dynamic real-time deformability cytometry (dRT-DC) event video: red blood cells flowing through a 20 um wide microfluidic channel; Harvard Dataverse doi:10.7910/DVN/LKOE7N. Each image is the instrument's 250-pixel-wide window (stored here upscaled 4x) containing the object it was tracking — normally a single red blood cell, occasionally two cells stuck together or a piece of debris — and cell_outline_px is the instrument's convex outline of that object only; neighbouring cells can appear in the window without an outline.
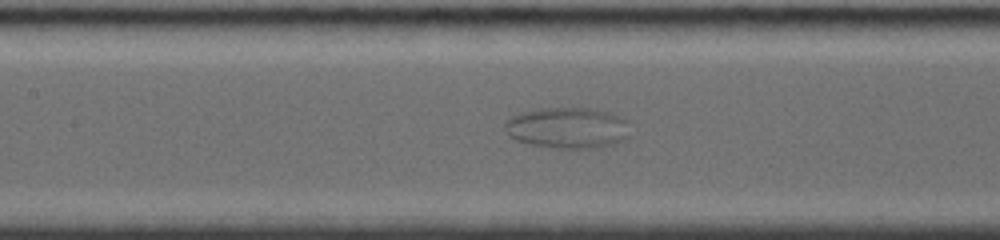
{"species": "common noctule bat (a hibernating species)", "species_latin": "Nyctalus noctula", "temperature_condition": "room temperature", "stored_images_in_passage": 73, "segment_of_instrument_passage": [1, 2], "camera_frame_rate_fps": 4000, "um_per_image_px": 0.085, "animal": {"sex": "female", "body_mass_g": 19.0, "forearm_length_mm": 56.7}, "frame": {"image": 1, "passage_image": 21, "time_ms": 7.0, "image_size_px": [1000, 240], "cell_outline_px": [[628, 136], [616, 144], [600, 148], [556, 148], [532, 144], [516, 140], [508, 136], [504, 128], [504, 124], [512, 116], [524, 112], [548, 108], [588, 108], [604, 112], [616, 116], [624, 120]], "centroid_in_image_um": [48.19, 10.89], "position_along_channel_um": 159.2, "area_um2": 29.36}}
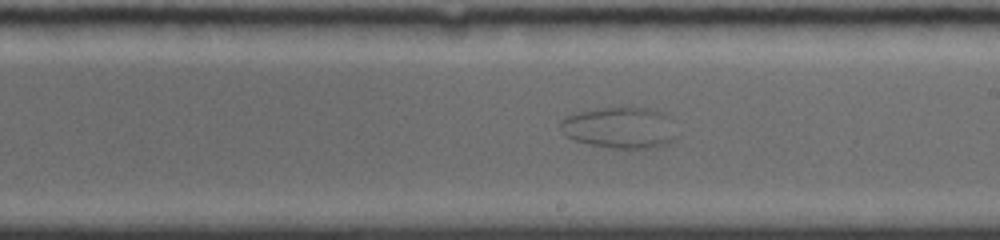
{"frame": {"image": 2, "passage_image": 28, "time_ms": 9.25, "image_size_px": [1000, 240], "cell_outline_px": [[676, 136], [668, 144], [660, 148], [612, 148], [588, 144], [564, 136], [560, 132], [560, 120], [564, 116], [580, 112], [600, 108], [648, 108], [660, 112], [664, 116]], "centroid_in_image_um": [52.6, 10.88], "position_along_channel_um": 236.4, "area_um2": 27.63}}
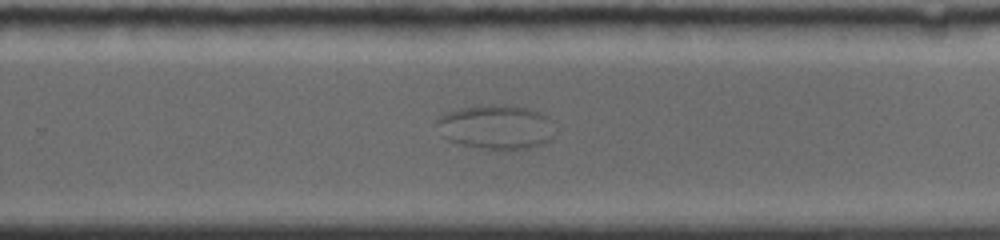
{"frame": {"image": 3, "passage_image": 37, "time_ms": 10.75, "image_size_px": [1000, 240], "cell_outline_px": [[552, 140], [544, 144], [528, 148], [504, 152], [480, 148], [460, 144], [448, 140], [444, 136], [436, 120], [440, 116], [448, 112], [464, 108], [492, 104], [524, 108], [548, 116], [552, 136]], "centroid_in_image_um": [42.17, 10.85], "position_along_channel_um": 287.6, "area_um2": 30.17}}